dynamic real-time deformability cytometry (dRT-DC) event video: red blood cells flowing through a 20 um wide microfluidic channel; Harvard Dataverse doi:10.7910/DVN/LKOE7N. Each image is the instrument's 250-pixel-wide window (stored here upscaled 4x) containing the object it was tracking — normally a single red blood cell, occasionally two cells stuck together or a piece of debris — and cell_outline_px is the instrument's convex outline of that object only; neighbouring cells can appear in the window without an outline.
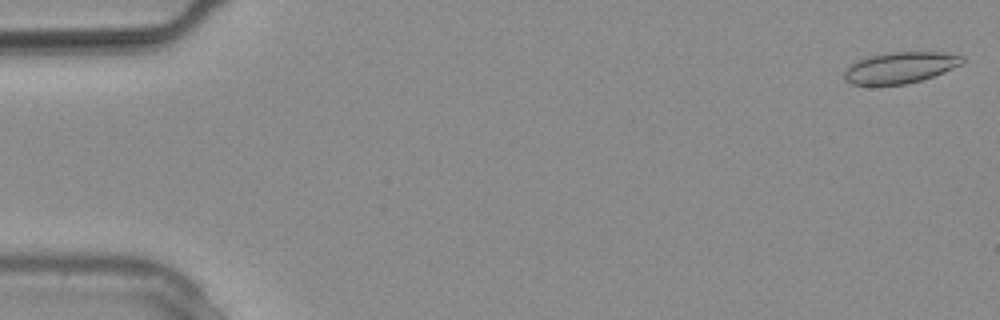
{"species": "common noctule bat (a hibernating species)", "species_latin": "Nyctalus noctula", "temperature_condition": "warm", "stored_images_in_passage": 9, "camera_frame_rate_fps": 3000, "um_per_image_px": 0.085, "animal": {"sex": "male", "body_mass_g": 20.4}, "frame": {"image": 1, "passage_image": 1, "time_ms": 0.0, "image_size_px": [1000, 320], "cell_outline_px": [[964, 64], [932, 76], [920, 80], [904, 84], [852, 84], [844, 80], [844, 72], [848, 64], [856, 60], [868, 56], [888, 52], [940, 52], [964, 56]], "centroid_in_image_um": [76.49, 5.73], "position_along_channel_um": 8.5, "area_um2": 21.44}}
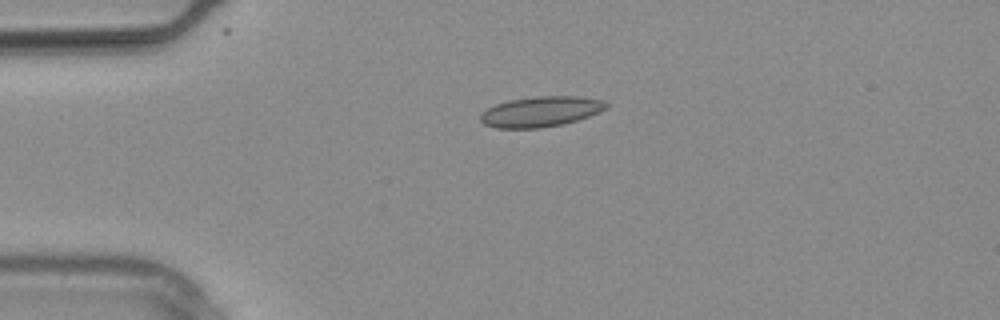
{"frame": {"image": 2, "passage_image": 7, "time_ms": 2.0, "image_size_px": [1000, 320], "cell_outline_px": [[608, 108], [588, 116], [576, 120], [560, 124], [540, 128], [496, 128], [484, 124], [480, 120], [480, 116], [488, 108], [496, 104], [508, 100], [536, 96], [580, 96], [600, 100], [608, 104]], "centroid_in_image_um": [45.95, 9.48], "position_along_channel_um": 39.1, "area_um2": 22.02}}